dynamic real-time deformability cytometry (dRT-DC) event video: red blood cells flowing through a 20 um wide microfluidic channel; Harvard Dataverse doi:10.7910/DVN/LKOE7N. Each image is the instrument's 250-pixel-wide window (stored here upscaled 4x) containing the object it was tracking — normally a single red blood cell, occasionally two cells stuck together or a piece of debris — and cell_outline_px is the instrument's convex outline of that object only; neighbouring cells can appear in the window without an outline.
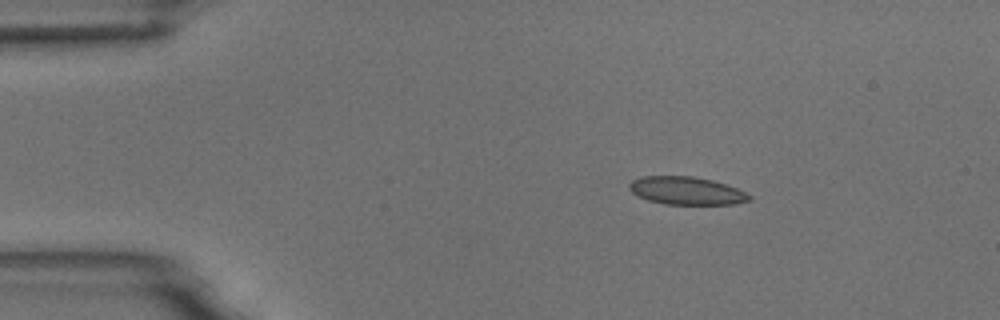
{"species": "common noctule bat (a hibernating species)", "species_latin": "Nyctalus noctula", "temperature_condition": "room temperature", "stored_images_in_passage": 5, "segment_of_instrument_passage": [1, 2], "camera_frame_rate_fps": 3000, "um_per_image_px": 0.085, "animal": {"sex": "male", "body_mass_g": 18.8}, "frame": {"image": 1, "passage_image": 2, "time_ms": 1.0, "image_size_px": [1000, 320], "cell_outline_px": [[752, 200], [736, 204], [664, 204], [648, 200], [636, 196], [628, 188], [628, 184], [632, 180], [644, 176], [692, 176], [712, 180], [736, 188], [752, 196]], "centroid_in_image_um": [58.33, 16.22], "position_along_channel_um": 26.7, "area_um2": 19.54}}